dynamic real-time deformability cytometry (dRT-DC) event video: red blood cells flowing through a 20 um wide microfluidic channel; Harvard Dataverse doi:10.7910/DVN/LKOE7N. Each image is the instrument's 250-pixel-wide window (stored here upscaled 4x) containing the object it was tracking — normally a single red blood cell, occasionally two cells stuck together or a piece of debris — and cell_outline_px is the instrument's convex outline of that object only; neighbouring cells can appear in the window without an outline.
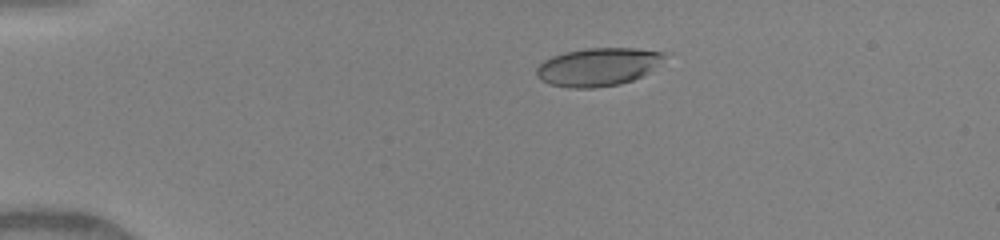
{"species": "human", "species_latin": "Homo sapiens", "temperature_condition": "warm", "stored_images_in_passage": 39, "camera_frame_rate_fps": 3000, "um_per_image_px": 0.085, "donor": {"sex": "female"}, "frame": {"image": 1, "passage_image": 1, "time_ms": 0.0, "image_size_px": [1000, 240], "cell_outline_px": [[664, 56], [640, 76], [632, 80], [620, 84], [592, 88], [568, 88], [548, 84], [540, 80], [536, 76], [536, 68], [544, 60], [552, 56], [564, 52], [584, 48], [636, 48], [664, 52]], "centroid_in_image_um": [50.7, 5.69], "position_along_channel_um": 34.3, "area_um2": 28.03}}
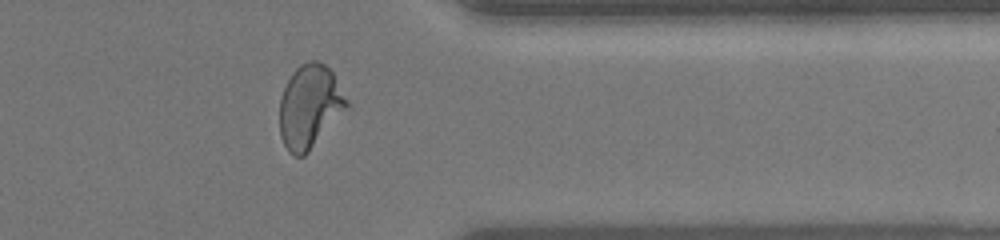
{"frame": {"image": 2, "passage_image": 31, "time_ms": 10.0, "image_size_px": [1000, 240], "cell_outline_px": [[352, 112], [304, 156], [292, 156], [288, 152], [280, 136], [280, 100], [284, 88], [292, 72], [300, 64], [308, 60], [320, 60], [332, 72], [348, 100], [352, 108]], "centroid_in_image_um": [26.42, 9.11], "position_along_channel_um": 385.0, "area_um2": 34.04}}
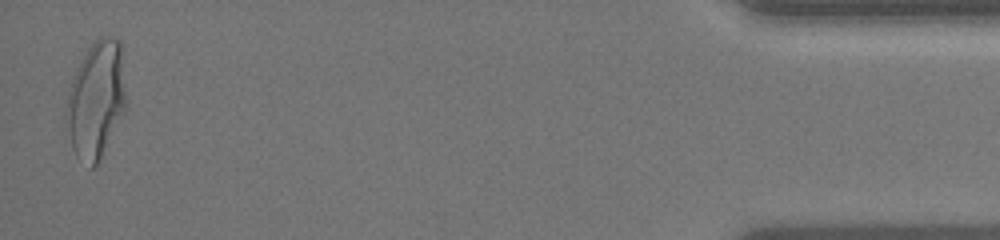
{"frame": {"image": 3, "passage_image": 39, "time_ms": 12.667, "image_size_px": [1000, 240], "cell_outline_px": [[128, 104], [124, 112], [96, 164], [92, 168], [76, 156], [72, 148], [64, 112], [72, 76], [84, 52], [100, 36], [112, 36], [120, 40], [124, 52]], "centroid_in_image_um": [8.2, 8.37], "position_along_channel_um": 427.0, "area_um2": 41.5}, "authors_computed_cell_mechanics": {"area_um2": 32.079, "velocity_mm_per_s": 4.1626, "shape_relaxation_time_tau1_ms": 4.9664, "shape_relaxation_time_tau2_ms": null, "deformation_change_tau1": 0.2298, "deformation_change_tau2": null}}